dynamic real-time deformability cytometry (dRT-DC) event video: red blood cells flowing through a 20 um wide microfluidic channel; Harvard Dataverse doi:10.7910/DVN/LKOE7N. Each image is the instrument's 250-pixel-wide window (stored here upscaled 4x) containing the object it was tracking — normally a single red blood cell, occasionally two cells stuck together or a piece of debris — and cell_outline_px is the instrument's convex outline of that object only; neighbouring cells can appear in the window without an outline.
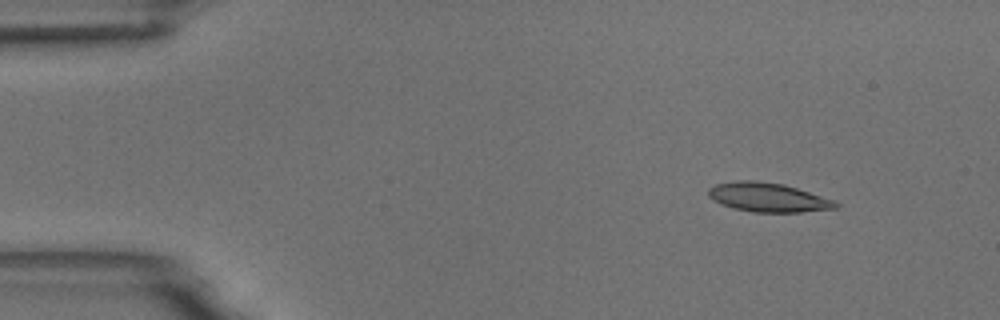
{"species": "common noctule bat (a hibernating species)", "species_latin": "Nyctalus noctula", "temperature_condition": "room temperature", "stored_images_in_passage": 6, "camera_frame_rate_fps": 3000, "um_per_image_px": 0.085, "animal": {"sex": "male", "body_mass_g": 18.8}, "frame": {"image": 1, "passage_image": 2, "time_ms": 1.0, "image_size_px": [1000, 320], "cell_outline_px": [[840, 204], [836, 208], [800, 212], [756, 212], [736, 208], [720, 204], [712, 200], [708, 196], [708, 188], [716, 184], [736, 180], [756, 180], [784, 184], [836, 200]], "centroid_in_image_um": [65.28, 16.76], "position_along_channel_um": 19.7, "area_um2": 21.68}}
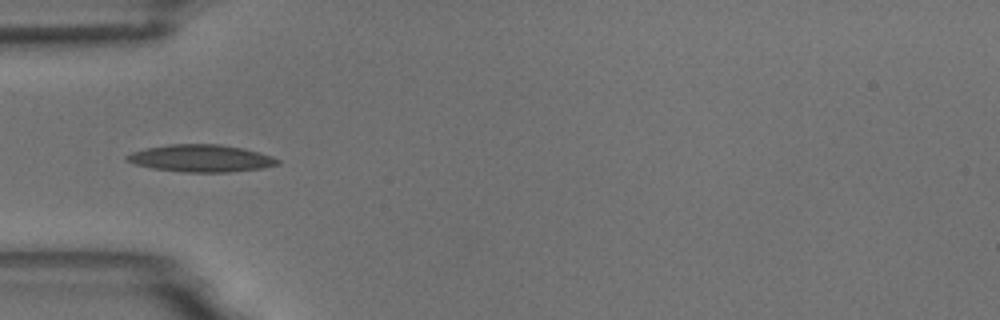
{"frame": {"image": 2, "passage_image": 5, "time_ms": 4.667, "image_size_px": [1000, 320], "cell_outline_px": [[280, 164], [264, 168], [228, 172], [184, 172], [152, 168], [136, 164], [124, 160], [124, 156], [132, 152], [148, 148], [168, 144], [220, 144], [244, 148], [260, 152], [272, 156], [280, 160]], "centroid_in_image_um": [17.11, 13.45], "position_along_channel_um": 67.9, "area_um2": 24.04}}